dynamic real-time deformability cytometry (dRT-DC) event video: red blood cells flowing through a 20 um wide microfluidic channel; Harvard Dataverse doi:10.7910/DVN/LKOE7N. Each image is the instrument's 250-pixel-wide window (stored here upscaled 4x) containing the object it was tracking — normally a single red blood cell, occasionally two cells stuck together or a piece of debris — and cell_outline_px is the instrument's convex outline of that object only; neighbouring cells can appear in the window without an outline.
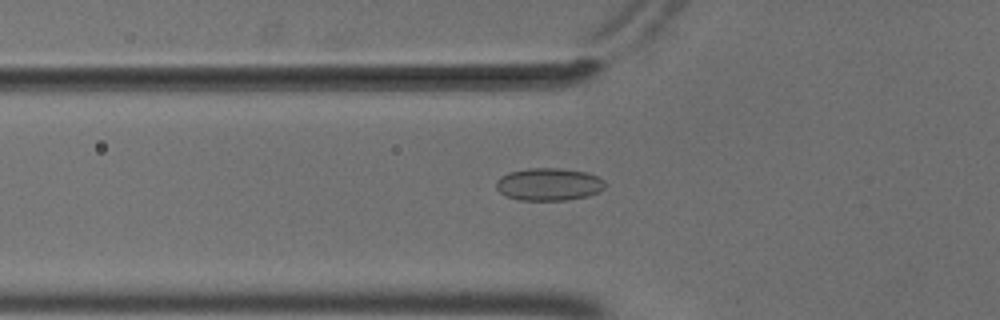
{"species": "common noctule bat (a hibernating species)", "species_latin": "Nyctalus noctula", "temperature_condition": "cold", "stored_images_in_passage": 48, "camera_frame_rate_fps": 3000, "um_per_image_px": 0.085, "animal": {"sex": "male", "body_mass_g": 18.8}, "frame": {"image": 1, "passage_image": 13, "time_ms": 4.0, "image_size_px": [1000, 320], "cell_outline_px": [[604, 188], [600, 192], [588, 196], [564, 200], [516, 200], [504, 196], [496, 188], [496, 180], [500, 176], [508, 172], [528, 168], [560, 168], [588, 172], [604, 180]], "centroid_in_image_um": [46.62, 15.66], "position_along_channel_um": 79.2, "area_um2": 20.92}}
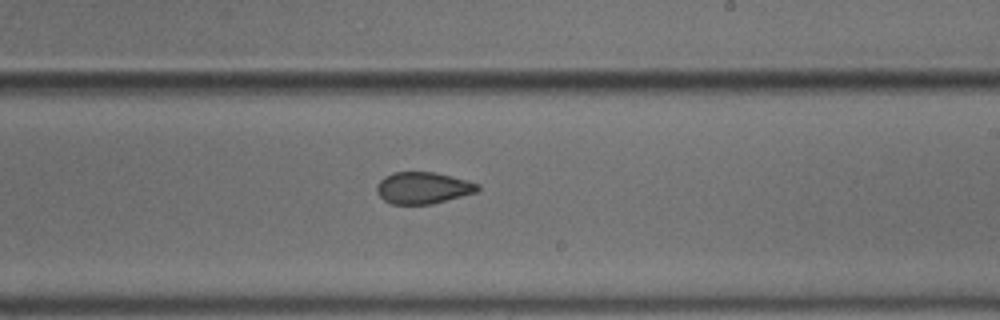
{"frame": {"image": 2, "passage_image": 27, "time_ms": 8.667, "image_size_px": [1000, 320], "cell_outline_px": [[480, 188], [476, 192], [432, 204], [392, 204], [384, 200], [376, 192], [376, 184], [384, 176], [392, 172], [436, 172], [468, 180], [480, 184]], "centroid_in_image_um": [35.94, 15.96], "position_along_channel_um": 253.1, "area_um2": 18.79}}
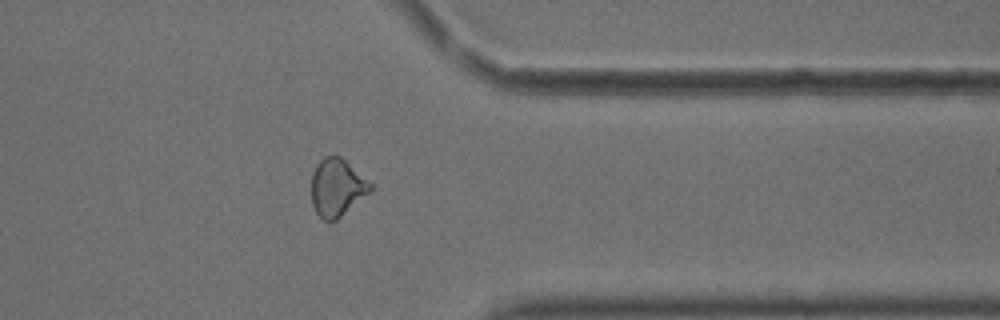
{"frame": {"image": 3, "passage_image": 38, "time_ms": 12.333, "image_size_px": [1000, 320], "cell_outline_px": [[372, 188], [368, 192], [336, 220], [324, 220], [316, 212], [312, 204], [312, 172], [316, 164], [324, 156], [340, 156], [368, 180], [372, 184]], "centroid_in_image_um": [28.61, 15.91], "position_along_channel_um": 382.8, "area_um2": 19.31}, "authors_computed_cell_mechanics": {"area_um2": 19.7965, "velocity_mm_per_s": 3.7045, "shape_relaxation_time_tau1_ms": null, "shape_relaxation_time_tau2_ms": 2.0656, "deformation_change_tau1": null, "deformation_change_tau2": 0.0749}}